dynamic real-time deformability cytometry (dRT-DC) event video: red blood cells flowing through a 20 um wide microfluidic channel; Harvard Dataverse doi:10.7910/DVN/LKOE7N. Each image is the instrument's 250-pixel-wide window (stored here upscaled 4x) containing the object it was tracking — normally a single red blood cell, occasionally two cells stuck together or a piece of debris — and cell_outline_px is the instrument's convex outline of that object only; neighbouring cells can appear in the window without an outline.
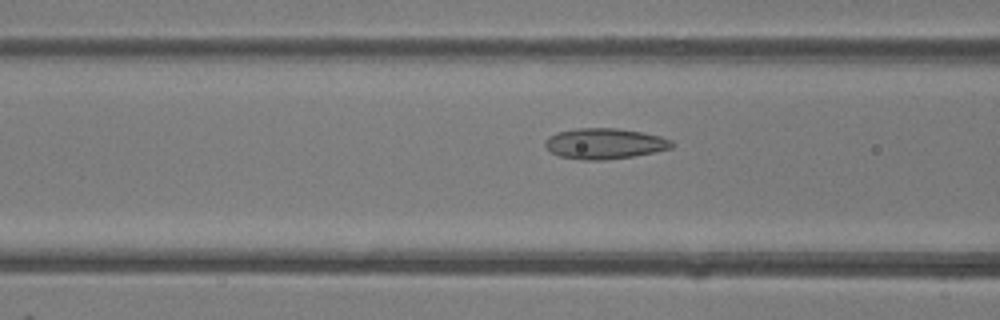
{"species": "common noctule bat (a hibernating species)", "species_latin": "Nyctalus noctula", "temperature_condition": "room temperature", "stored_images_in_passage": 33, "camera_frame_rate_fps": 3000, "um_per_image_px": 0.085, "animal": {"sex": "female"}, "frame": {"image": 1, "passage_image": 4, "time_ms": 1.0, "image_size_px": [1000, 320], "cell_outline_px": [[676, 144], [672, 148], [656, 152], [632, 156], [604, 160], [584, 160], [560, 156], [552, 152], [544, 144], [544, 140], [548, 136], [556, 132], [576, 128], [616, 128], [640, 132], [660, 136], [672, 140]], "centroid_in_image_um": [51.4, 12.2], "position_along_channel_um": 115.2, "area_um2": 22.72}}
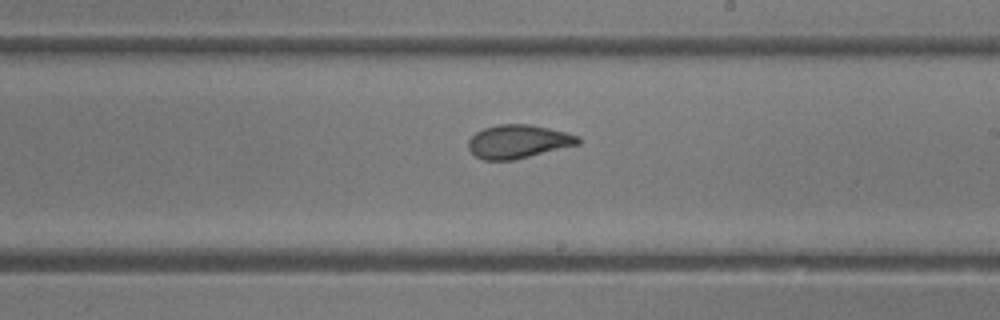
{"frame": {"image": 2, "passage_image": 13, "time_ms": 4.0, "image_size_px": [1000, 320], "cell_outline_px": [[580, 144], [512, 160], [484, 160], [476, 156], [468, 148], [468, 140], [476, 132], [484, 128], [500, 124], [532, 124], [580, 136]], "centroid_in_image_um": [44.04, 12.02], "position_along_channel_um": 245.0, "area_um2": 21.27}}
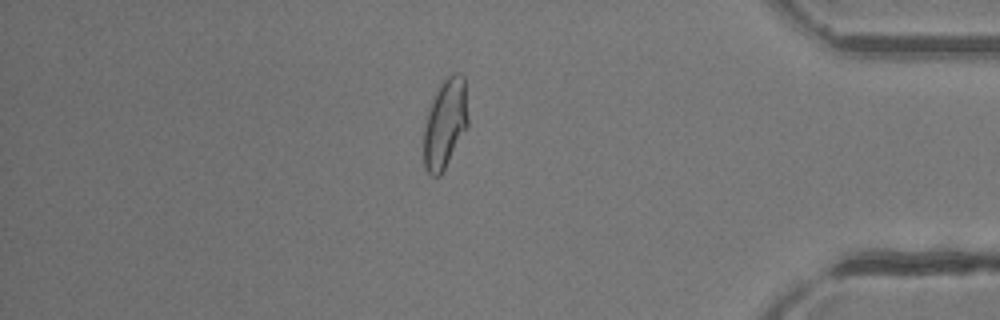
{"frame": {"image": 3, "passage_image": 26, "time_ms": 8.333, "image_size_px": [1000, 320], "cell_outline_px": [[468, 128], [440, 176], [432, 176], [424, 168], [424, 128], [428, 112], [432, 100], [440, 84], [452, 72], [460, 72], [464, 76], [468, 120]], "centroid_in_image_um": [37.85, 10.5], "position_along_channel_um": 397.4, "area_um2": 23.12}, "authors_computed_cell_mechanics": {"area_um2": 22.1952, "velocity_mm_per_s": 4.3304, "shape_relaxation_time_tau1_ms": 6.4668, "shape_relaxation_time_tau2_ms": 0.9327, "deformation_change_tau1": 0.1681, "deformation_change_tau2": 0.0582}}